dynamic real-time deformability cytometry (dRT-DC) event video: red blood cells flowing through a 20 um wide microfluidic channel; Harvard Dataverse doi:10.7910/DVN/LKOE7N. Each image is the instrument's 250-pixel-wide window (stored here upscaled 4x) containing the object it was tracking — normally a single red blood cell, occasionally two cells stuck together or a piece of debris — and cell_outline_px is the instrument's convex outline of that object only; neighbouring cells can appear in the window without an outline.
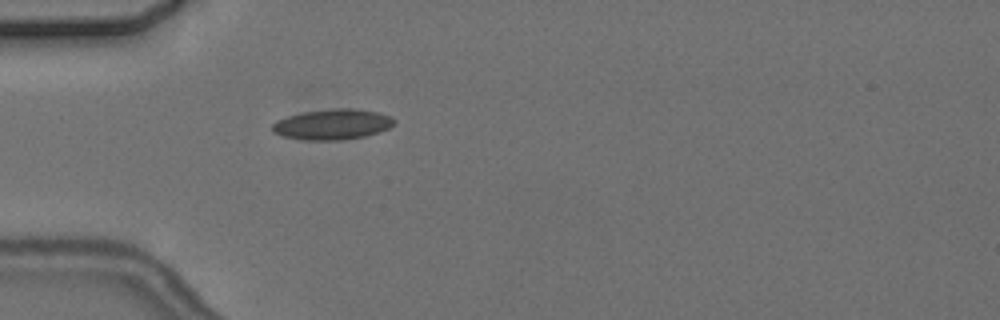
{"species": "common noctule bat (a hibernating species)", "species_latin": "Nyctalus noctula", "temperature_condition": "cold", "stored_images_in_passage": 5, "camera_frame_rate_fps": 3000, "um_per_image_px": 0.085, "animal": {"sex": "female", "body_mass_g": 24.6, "forearm_length_mm": 56.2}, "frame": {"image": 1, "passage_image": 5, "time_ms": 4.667, "image_size_px": [1000, 320], "cell_outline_px": [[396, 120], [388, 128], [380, 132], [364, 136], [340, 140], [304, 140], [284, 136], [272, 132], [272, 124], [276, 120], [300, 112], [332, 108], [352, 108], [380, 112], [392, 116]], "centroid_in_image_um": [28.26, 10.55], "position_along_channel_um": 56.7, "area_um2": 21.85}}